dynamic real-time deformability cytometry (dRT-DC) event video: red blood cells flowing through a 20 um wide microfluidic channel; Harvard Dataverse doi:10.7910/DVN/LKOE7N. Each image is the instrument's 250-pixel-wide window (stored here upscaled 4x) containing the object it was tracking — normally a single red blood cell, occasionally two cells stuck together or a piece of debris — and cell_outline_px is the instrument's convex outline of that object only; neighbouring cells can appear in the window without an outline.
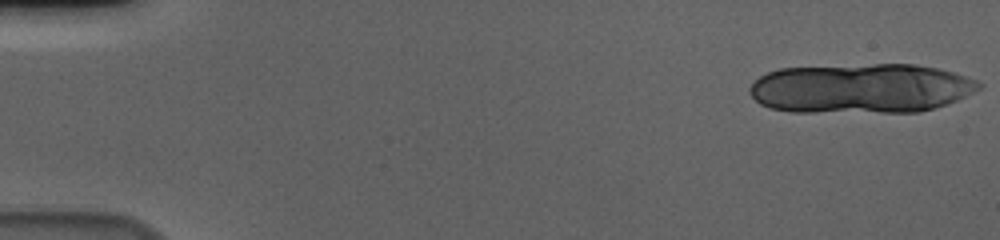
{"species": "human", "species_latin": "Homo sapiens", "temperature_condition": "cold", "stored_images_in_passage": 18, "camera_frame_rate_fps": 3000, "um_per_image_px": 0.085, "donor": {"sex": "male"}, "frame": {"image": 1, "passage_image": 1, "time_ms": 0.0, "image_size_px": [1000, 240], "cell_outline_px": [[984, 84], [980, 88], [948, 104], [920, 112], [792, 112], [772, 108], [760, 104], [748, 92], [748, 88], [760, 76], [768, 72], [780, 68], [872, 64], [916, 64], [936, 68], [952, 72], [976, 80]], "centroid_in_image_um": [73.17, 7.52], "position_along_channel_um": 11.8, "area_um2": 66.47}}
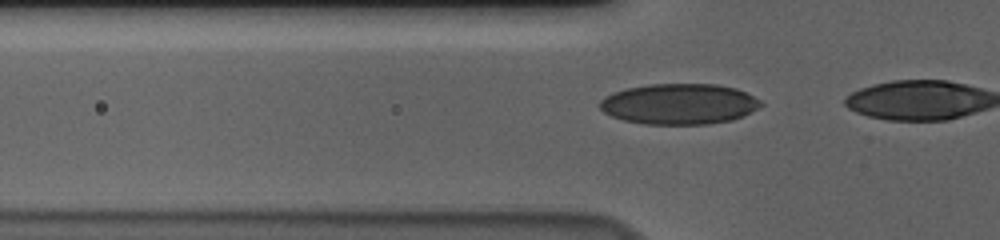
{"frame": {"image": 2, "passage_image": 16, "time_ms": 5.0, "image_size_px": [1000, 240], "cell_outline_px": [[764, 104], [744, 116], [732, 120], [708, 124], [644, 124], [624, 120], [612, 116], [604, 112], [600, 108], [600, 100], [604, 96], [612, 92], [628, 88], [652, 84], [716, 84], [736, 88], [760, 100]], "centroid_in_image_um": [57.73, 8.84], "position_along_channel_um": 68.1, "area_um2": 38.15}}